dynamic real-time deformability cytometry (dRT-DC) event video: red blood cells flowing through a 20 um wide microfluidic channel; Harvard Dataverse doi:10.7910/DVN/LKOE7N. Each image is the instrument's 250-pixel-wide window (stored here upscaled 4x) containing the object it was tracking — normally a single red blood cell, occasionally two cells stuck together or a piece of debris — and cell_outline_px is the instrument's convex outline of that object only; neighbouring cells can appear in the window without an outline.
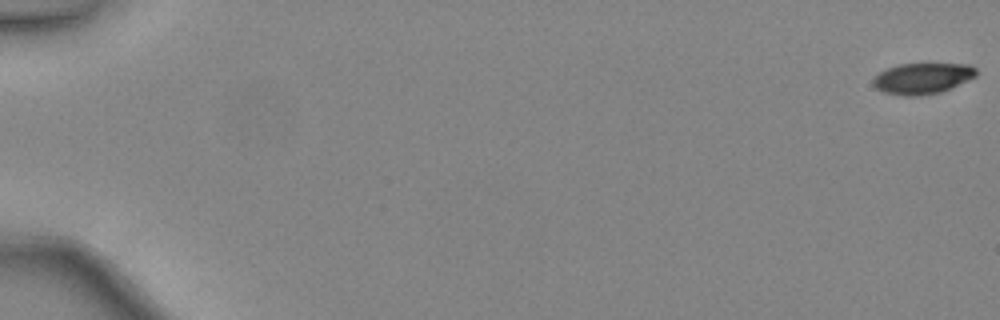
{"species": "common noctule bat (a hibernating species)", "species_latin": "Nyctalus noctula", "temperature_condition": "warm", "stored_images_in_passage": 48, "camera_frame_rate_fps": 3000, "um_per_image_px": 0.085, "animal": {"sex": "female", "body_mass_g": 24.6, "forearm_length_mm": 56.2}, "frame": {"image": 1, "passage_image": 1, "time_ms": 0.0, "image_size_px": [1000, 320], "cell_outline_px": [[976, 76], [940, 92], [920, 96], [904, 96], [884, 92], [876, 88], [872, 84], [872, 80], [880, 72], [888, 68], [900, 64], [968, 64], [976, 68]], "centroid_in_image_um": [78.38, 6.67], "position_along_channel_um": 6.6, "area_um2": 18.38}}
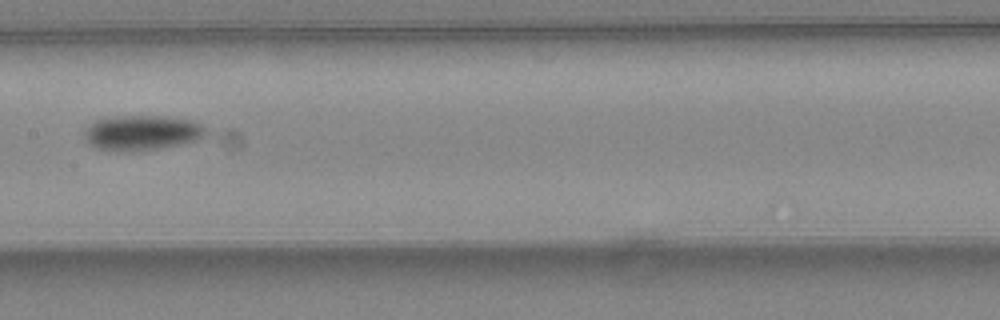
{"frame": {"image": 2, "passage_image": 27, "time_ms": 8.667, "image_size_px": [1000, 320], "cell_outline_px": [[208, 136], [196, 140], [156, 148], [96, 148], [88, 144], [84, 136], [84, 132], [96, 120], [112, 116], [168, 116], [196, 120], [204, 124], [208, 128]], "centroid_in_image_um": [12.19, 11.21], "position_along_channel_um": 195.2, "area_um2": 24.16}}
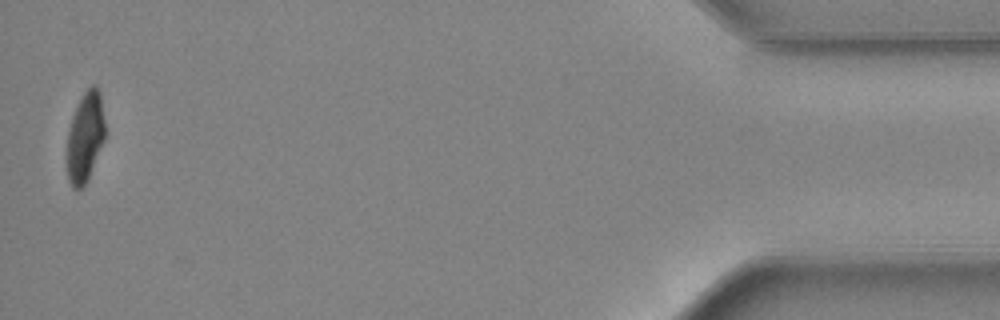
{"frame": {"image": 3, "passage_image": 48, "time_ms": 15.667, "image_size_px": [1000, 320], "cell_outline_px": [[104, 140], [88, 180], [80, 188], [72, 188], [68, 180], [64, 160], [64, 156], [68, 132], [72, 116], [84, 92], [92, 84], [96, 84], [100, 92], [104, 120]], "centroid_in_image_um": [7.19, 11.7], "position_along_channel_um": 428.0, "area_um2": 20.35}, "authors_computed_cell_mechanics": {"area_um2": 22.1663, "velocity_mm_per_s": 4.4758, "shape_relaxation_time_tau1_ms": 5.8932, "shape_relaxation_time_tau2_ms": 7.7765, "deformation_change_tau1": 0.1807, "deformation_change_tau2": 0.1201}}